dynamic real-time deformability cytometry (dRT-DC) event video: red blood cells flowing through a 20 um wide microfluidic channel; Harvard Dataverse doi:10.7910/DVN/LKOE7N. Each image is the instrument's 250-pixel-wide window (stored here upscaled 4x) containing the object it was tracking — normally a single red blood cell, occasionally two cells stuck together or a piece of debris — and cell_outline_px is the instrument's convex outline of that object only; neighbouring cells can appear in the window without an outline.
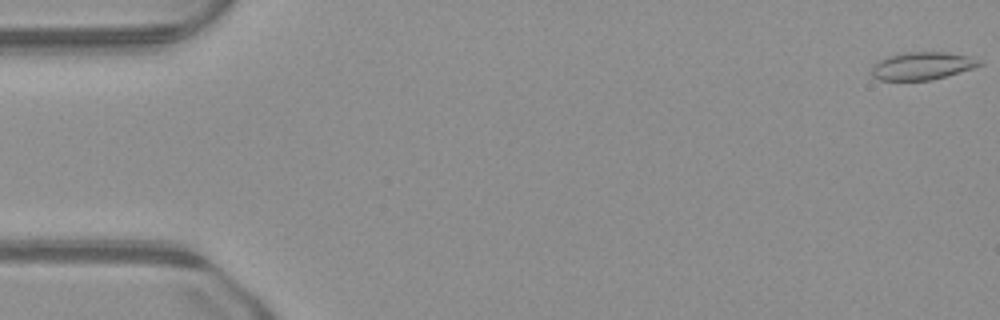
{"species": "common noctule bat (a hibernating species)", "species_latin": "Nyctalus noctula", "temperature_condition": "warm", "stored_images_in_passage": 4, "camera_frame_rate_fps": 3000, "um_per_image_px": 0.085, "animal": {"sex": "male", "body_mass_g": 23.1, "forearm_length_mm": 52.7}, "frame": {"image": 1, "passage_image": 1, "time_ms": 0.0, "image_size_px": [1000, 320], "cell_outline_px": [[984, 64], [948, 76], [932, 80], [880, 80], [872, 76], [872, 64], [888, 56], [908, 52], [944, 52], [972, 56], [984, 60]], "centroid_in_image_um": [78.44, 5.6], "position_along_channel_um": 6.6, "area_um2": 17.57}}